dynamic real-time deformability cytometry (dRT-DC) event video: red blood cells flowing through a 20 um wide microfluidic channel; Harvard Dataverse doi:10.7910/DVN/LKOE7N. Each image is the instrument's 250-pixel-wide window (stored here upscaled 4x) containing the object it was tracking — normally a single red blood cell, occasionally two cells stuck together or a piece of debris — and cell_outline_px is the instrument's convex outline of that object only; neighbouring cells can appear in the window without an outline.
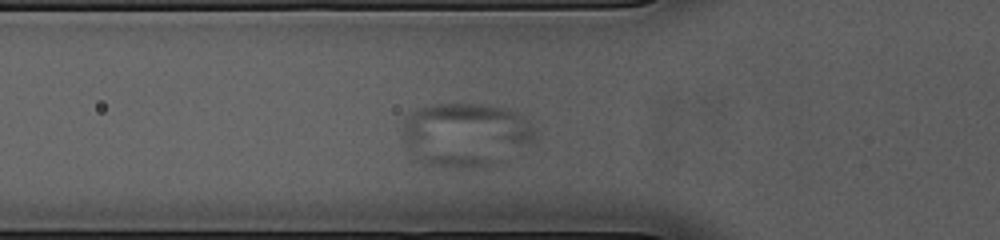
{"species": "common noctule bat (a hibernating species)", "species_latin": "Nyctalus noctula", "temperature_condition": "cold", "stored_images_in_passage": 37, "camera_frame_rate_fps": 3000, "um_per_image_px": 0.085, "animal": {"sex": "female", "body_mass_g": 23.0, "forearm_length_mm": 53.4}, "frame": {"image": 1, "passage_image": 9, "time_ms": 2.667, "image_size_px": [1000, 240], "cell_outline_px": [[536, 136], [532, 144], [492, 164], [472, 168], [448, 168], [428, 164], [420, 160], [404, 144], [404, 120], [416, 108], [432, 104], [484, 104], [508, 108], [520, 112], [536, 128]], "centroid_in_image_um": [39.63, 11.42], "position_along_channel_um": 86.2, "area_um2": 49.59}}
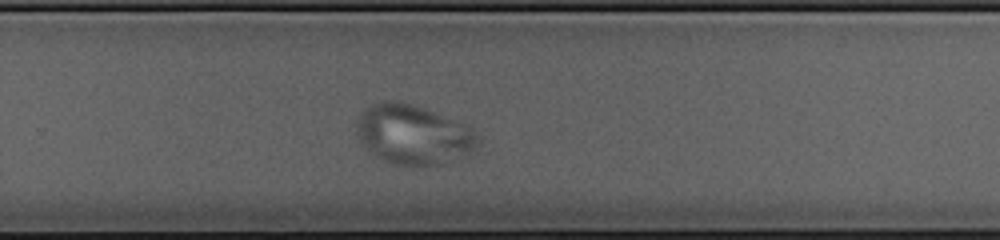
{"frame": {"image": 2, "passage_image": 26, "time_ms": 8.333, "image_size_px": [1000, 240], "cell_outline_px": [[480, 144], [472, 152], [440, 164], [424, 168], [416, 168], [392, 164], [380, 160], [372, 156], [356, 132], [356, 124], [360, 116], [372, 104], [384, 100], [388, 100], [412, 104], [424, 108], [468, 124], [480, 136]], "centroid_in_image_um": [35.17, 11.48], "position_along_channel_um": 294.6, "area_um2": 42.83}}
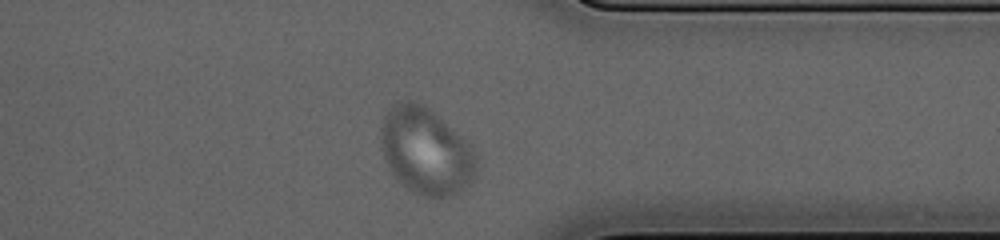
{"frame": {"image": 3, "passage_image": 33, "time_ms": 10.667, "image_size_px": [1000, 240], "cell_outline_px": [[476, 176], [464, 188], [452, 196], [424, 196], [412, 192], [404, 188], [392, 176], [384, 160], [380, 140], [380, 132], [384, 116], [396, 104], [404, 100], [416, 100], [424, 104], [460, 136], [472, 148], [476, 156]], "centroid_in_image_um": [36.16, 12.87], "position_along_channel_um": 375.2, "area_um2": 48.21}}